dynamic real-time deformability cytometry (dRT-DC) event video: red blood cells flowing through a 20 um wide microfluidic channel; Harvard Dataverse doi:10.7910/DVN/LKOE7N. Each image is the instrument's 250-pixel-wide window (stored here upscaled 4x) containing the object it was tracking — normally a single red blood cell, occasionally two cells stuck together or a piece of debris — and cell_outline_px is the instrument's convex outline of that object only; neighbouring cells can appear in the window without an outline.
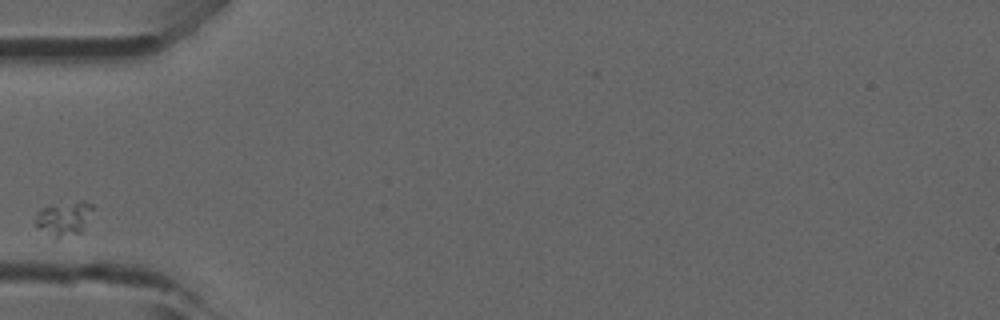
{"species": "common noctule bat (a hibernating species)", "species_latin": "Nyctalus noctula", "temperature_condition": "room temperature", "stored_images_in_passage": 1, "camera_frame_rate_fps": 3000, "um_per_image_px": 0.085, "animal": {"sex": "male", "forearm_length_mm": 52.5}, "frame": {"image": 1, "passage_image": 1, "time_ms": 0.0, "image_size_px": [1000, 320], "cell_outline_px": [[96, 208], [80, 232], [52, 240], [36, 228], [36, 212], [40, 208], [76, 200], [84, 200], [92, 204]], "centroid_in_image_um": [5.42, 18.57], "position_along_channel_um": 79.6, "area_um2": 11.91}}